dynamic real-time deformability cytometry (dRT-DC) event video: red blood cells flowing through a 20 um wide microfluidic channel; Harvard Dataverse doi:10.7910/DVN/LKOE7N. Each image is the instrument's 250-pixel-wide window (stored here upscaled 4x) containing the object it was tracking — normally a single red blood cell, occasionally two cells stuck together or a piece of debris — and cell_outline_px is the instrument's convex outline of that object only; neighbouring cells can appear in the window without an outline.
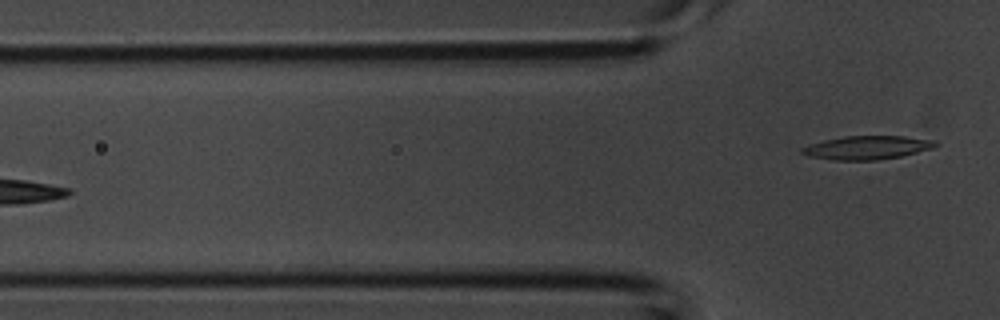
{"species": "common noctule bat (a hibernating species)", "species_latin": "Nyctalus noctula", "temperature_condition": "room temperature", "stored_images_in_passage": 3, "camera_frame_rate_fps": 3000, "um_per_image_px": 0.085, "animal": {"sex": "male", "body_mass_g": 20.1, "forearm_length_mm": 53.5}, "frame": {"image": 1, "passage_image": 3, "time_ms": 0.667, "image_size_px": [1000, 320], "cell_outline_px": [[940, 144], [932, 148], [900, 156], [876, 160], [832, 160], [808, 156], [800, 152], [800, 148], [824, 140], [844, 136], [904, 136], [936, 140]], "centroid_in_image_um": [73.71, 12.54], "position_along_channel_um": 52.1, "area_um2": 18.26}}